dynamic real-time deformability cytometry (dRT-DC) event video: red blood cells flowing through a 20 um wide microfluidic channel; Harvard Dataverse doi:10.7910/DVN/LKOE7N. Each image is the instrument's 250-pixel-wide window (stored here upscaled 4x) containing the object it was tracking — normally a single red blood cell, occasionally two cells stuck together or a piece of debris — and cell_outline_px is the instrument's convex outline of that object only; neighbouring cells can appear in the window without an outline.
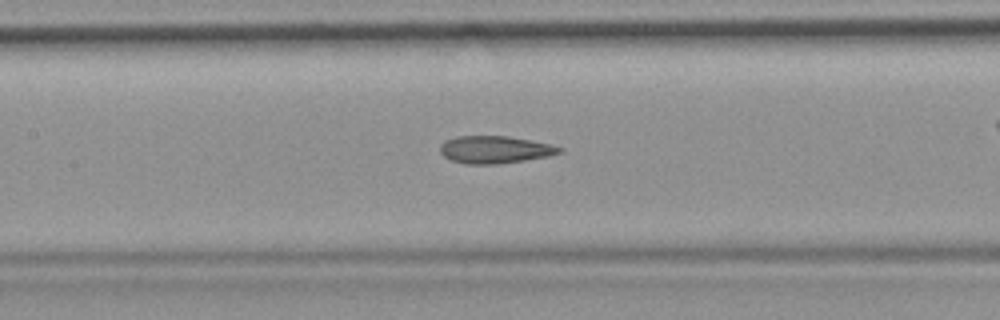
{"species": "common noctule bat (a hibernating species)", "species_latin": "Nyctalus noctula", "temperature_condition": "room temperature", "stored_images_in_passage": 42, "camera_frame_rate_fps": 3000, "um_per_image_px": 0.085, "animal": {"sex": "female", "body_mass_g": 19.9}, "frame": {"image": 1, "passage_image": 19, "time_ms": 6.0, "image_size_px": [1000, 320], "cell_outline_px": [[564, 152], [548, 156], [524, 160], [496, 164], [464, 164], [452, 160], [444, 156], [440, 152], [440, 144], [444, 140], [456, 136], [508, 136], [532, 140], [564, 148]], "centroid_in_image_um": [42.05, 12.71], "position_along_channel_um": 165.3, "area_um2": 19.13}}